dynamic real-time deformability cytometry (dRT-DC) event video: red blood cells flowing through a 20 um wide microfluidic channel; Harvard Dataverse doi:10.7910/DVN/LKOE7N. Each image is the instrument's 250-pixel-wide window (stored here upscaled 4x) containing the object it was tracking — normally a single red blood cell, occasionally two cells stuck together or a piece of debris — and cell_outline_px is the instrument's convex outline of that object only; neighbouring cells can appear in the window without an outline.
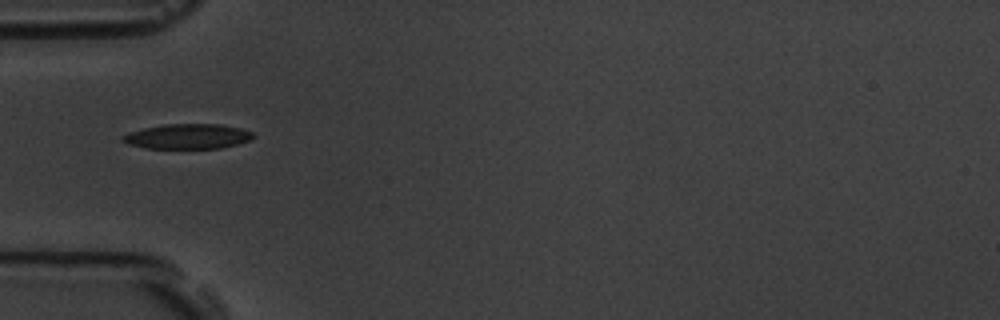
{"species": "common noctule bat (a hibernating species)", "species_latin": "Nyctalus noctula", "temperature_condition": "room temperature", "stored_images_in_passage": 1, "camera_frame_rate_fps": 3000, "um_per_image_px": 0.085, "animal": {"sex": "male", "body_mass_g": 19.5, "forearm_length_mm": 54.6}, "frame": {"image": 1, "passage_image": 1, "time_ms": 0.0, "image_size_px": [1000, 320], "cell_outline_px": [[256, 136], [252, 140], [220, 148], [144, 148], [128, 144], [120, 140], [120, 136], [144, 128], [164, 124], [220, 124], [240, 128], [252, 132]], "centroid_in_image_um": [15.96, 11.59], "position_along_channel_um": 69.0, "area_um2": 19.02}}